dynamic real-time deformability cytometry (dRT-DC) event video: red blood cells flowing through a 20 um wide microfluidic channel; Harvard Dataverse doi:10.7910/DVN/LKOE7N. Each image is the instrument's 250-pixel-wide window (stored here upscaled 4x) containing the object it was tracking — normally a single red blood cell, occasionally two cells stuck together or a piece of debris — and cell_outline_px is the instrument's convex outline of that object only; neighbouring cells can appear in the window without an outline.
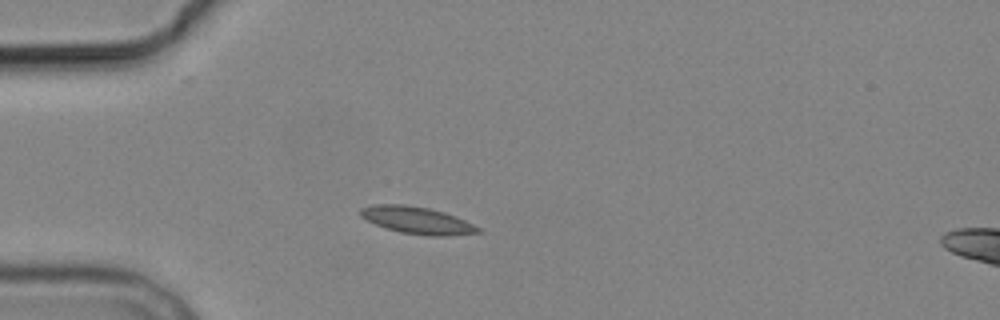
{"species": "common noctule bat (a hibernating species)", "species_latin": "Nyctalus noctula", "temperature_condition": "cold", "stored_images_in_passage": 3, "segment_of_instrument_passage": [1, 2], "camera_frame_rate_fps": 3000, "um_per_image_px": 0.085, "animal": {"sex": "male", "body_mass_g": 19.2, "forearm_length_mm": 51.8}, "frame": {"image": 1, "passage_image": 2, "time_ms": 2.0, "image_size_px": [1000, 320], "cell_outline_px": [[484, 232], [444, 236], [432, 236], [400, 232], [376, 224], [360, 216], [360, 208], [372, 204], [404, 204], [428, 208], [444, 212], [456, 216], [480, 228]], "centroid_in_image_um": [35.46, 18.71], "position_along_channel_um": 49.5, "area_um2": 18.44}}